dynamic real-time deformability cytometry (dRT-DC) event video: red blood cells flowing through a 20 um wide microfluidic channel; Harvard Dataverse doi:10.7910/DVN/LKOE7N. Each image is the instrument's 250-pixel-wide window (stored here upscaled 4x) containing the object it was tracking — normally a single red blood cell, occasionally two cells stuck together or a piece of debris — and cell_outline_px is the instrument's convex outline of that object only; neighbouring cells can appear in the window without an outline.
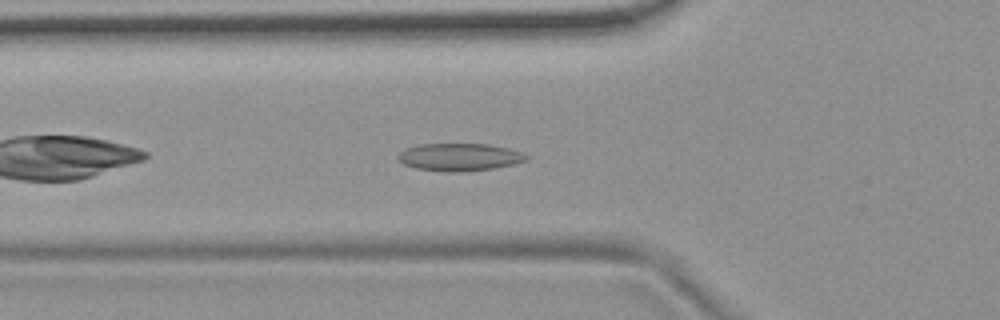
{"species": "common noctule bat (a hibernating species)", "species_latin": "Nyctalus noctula", "temperature_condition": "room temperature", "stored_images_in_passage": 40, "camera_frame_rate_fps": 3000, "um_per_image_px": 0.085, "animal": {"sex": "female", "body_mass_g": 19.9}, "frame": {"image": 1, "passage_image": 5, "time_ms": 1.333, "image_size_px": [1000, 320], "cell_outline_px": [[528, 160], [516, 164], [492, 168], [456, 172], [448, 172], [416, 168], [404, 164], [396, 156], [404, 148], [420, 144], [488, 144], [508, 148], [520, 152], [528, 156]], "centroid_in_image_um": [39.05, 13.34], "position_along_channel_um": 86.8, "area_um2": 20.52}}
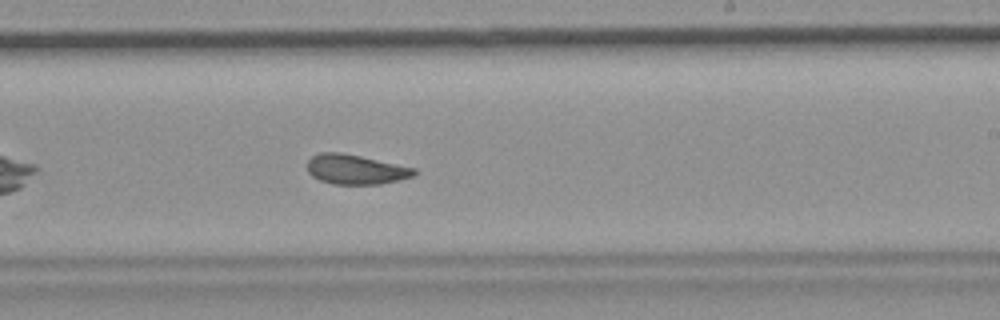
{"frame": {"image": 2, "passage_image": 19, "time_ms": 6.0, "image_size_px": [1000, 320], "cell_outline_px": [[420, 172], [416, 176], [380, 184], [332, 184], [320, 180], [312, 176], [308, 172], [308, 160], [312, 156], [320, 152], [340, 152], [360, 156], [416, 168]], "centroid_in_image_um": [30.27, 14.4], "position_along_channel_um": 258.7, "area_um2": 18.61}}
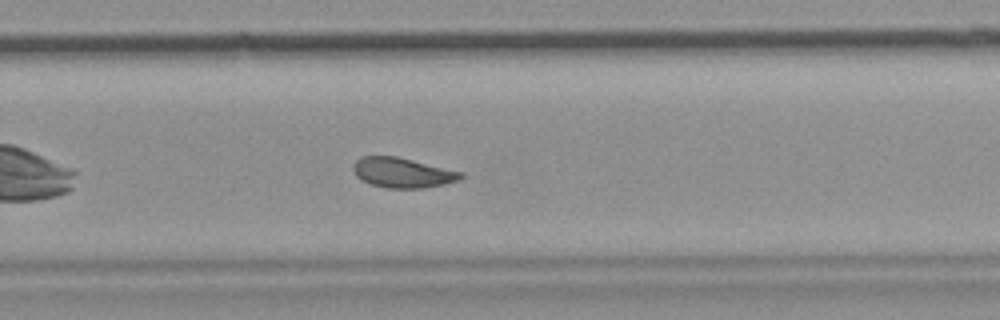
{"frame": {"image": 3, "passage_image": 22, "time_ms": 7.0, "image_size_px": [1000, 320], "cell_outline_px": [[464, 176], [460, 180], [444, 184], [424, 188], [384, 188], [372, 184], [356, 176], [352, 168], [356, 160], [360, 156], [396, 156], [464, 172]], "centroid_in_image_um": [34.24, 14.67], "position_along_channel_um": 295.6, "area_um2": 18.84}, "authors_computed_cell_mechanics": {"area_um2": 19.2185, "velocity_mm_per_s": 3.6875, "shape_relaxation_time_tau1_ms": 7.3172, "shape_relaxation_time_tau2_ms": 3.0694, "deformation_change_tau1": 0.1274, "deformation_change_tau2": 0.0612}}